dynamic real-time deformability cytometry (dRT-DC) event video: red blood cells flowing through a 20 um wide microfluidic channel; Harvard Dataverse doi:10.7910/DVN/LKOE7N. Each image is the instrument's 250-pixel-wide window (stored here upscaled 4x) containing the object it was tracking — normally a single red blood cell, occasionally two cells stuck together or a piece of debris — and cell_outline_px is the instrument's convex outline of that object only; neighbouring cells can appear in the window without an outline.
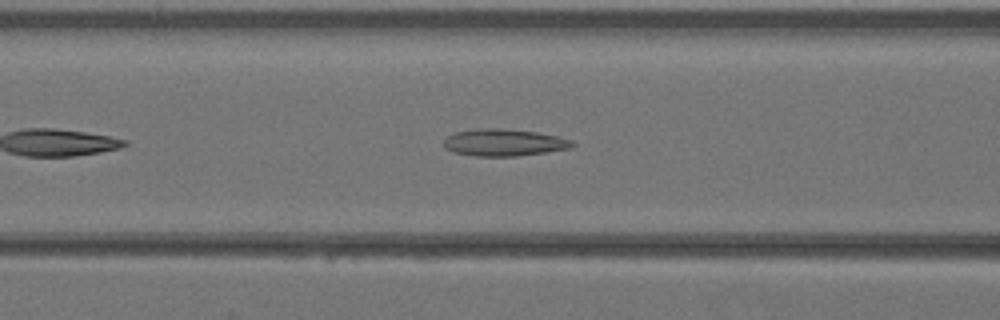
{"species": "Egyptian fruit bat (a non-hibernating species)", "species_latin": "Rousettus aegyptiacus", "temperature_condition": "warm", "stored_images_in_passage": 28, "camera_frame_rate_fps": 3000, "um_per_image_px": 0.085, "animal": {"sex": "female"}, "frame": {"image": 1, "passage_image": 7, "time_ms": 2.0, "image_size_px": [1000, 320], "cell_outline_px": [[576, 144], [572, 148], [516, 156], [476, 156], [452, 152], [444, 148], [444, 140], [452, 132], [480, 128], [496, 128], [536, 132], [556, 136], [572, 140]], "centroid_in_image_um": [42.81, 12.11], "position_along_channel_um": 123.8, "area_um2": 20.23}}
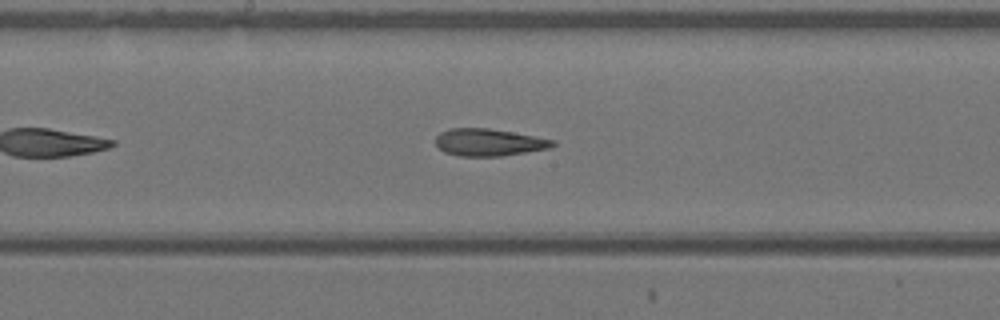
{"frame": {"image": 2, "passage_image": 12, "time_ms": 3.667, "image_size_px": [1000, 320], "cell_outline_px": [[556, 144], [552, 148], [500, 156], [456, 156], [444, 152], [436, 144], [436, 136], [440, 132], [448, 128], [488, 128], [512, 132], [556, 140]], "centroid_in_image_um": [41.56, 12.1], "position_along_channel_um": 206.6, "area_um2": 18.67}}
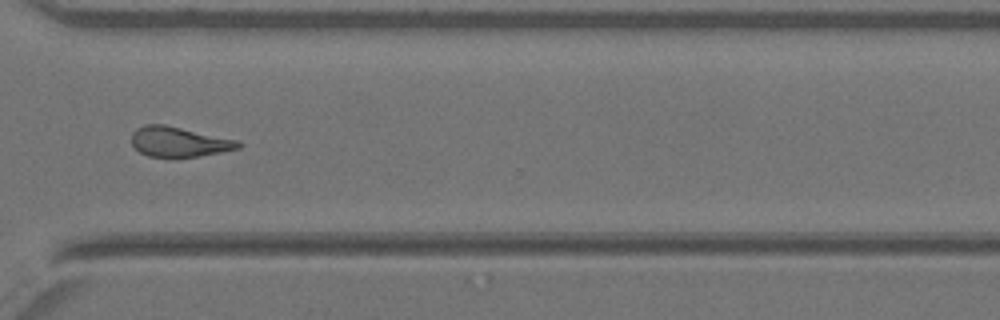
{"frame": {"image": 3, "passage_image": 21, "time_ms": 6.667, "image_size_px": [1000, 320], "cell_outline_px": [[240, 148], [220, 152], [196, 156], [148, 156], [140, 152], [132, 144], [132, 132], [136, 128], [144, 124], [164, 124], [236, 140], [240, 144]], "centroid_in_image_um": [15.15, 12.03], "position_along_channel_um": 355.4, "area_um2": 18.21}}